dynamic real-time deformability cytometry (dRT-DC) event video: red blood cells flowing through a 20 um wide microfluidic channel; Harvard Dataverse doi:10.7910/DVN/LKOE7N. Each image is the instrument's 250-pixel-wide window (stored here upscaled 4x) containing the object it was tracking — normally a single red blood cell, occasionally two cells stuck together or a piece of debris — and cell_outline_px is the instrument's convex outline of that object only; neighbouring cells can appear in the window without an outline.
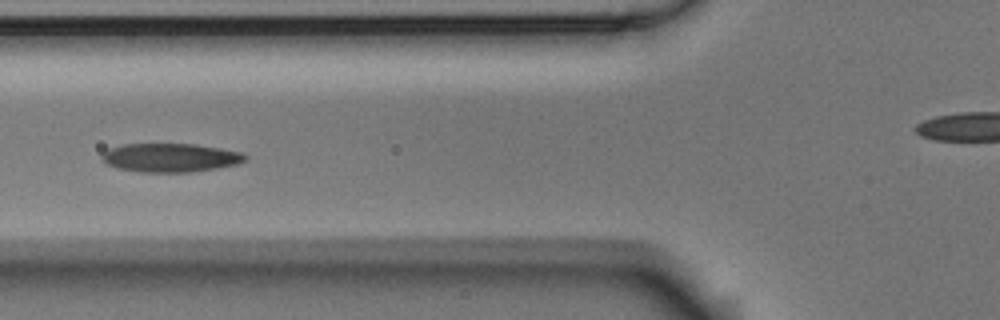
{"species": "Egyptian fruit bat (a non-hibernating species)", "species_latin": "Rousettus aegyptiacus", "temperature_condition": "room temperature", "stored_images_in_passage": 5, "camera_frame_rate_fps": 3000, "um_per_image_px": 0.085, "animal": {"sex": "male"}, "frame": {"image": 1, "passage_image": 5, "time_ms": 1.333, "image_size_px": [1000, 320], "cell_outline_px": [[248, 156], [244, 160], [236, 164], [216, 168], [192, 172], [140, 172], [116, 168], [100, 160], [100, 156], [108, 148], [124, 144], [196, 144], [244, 152]], "centroid_in_image_um": [14.46, 13.4], "position_along_channel_um": 111.3, "area_um2": 24.1}}